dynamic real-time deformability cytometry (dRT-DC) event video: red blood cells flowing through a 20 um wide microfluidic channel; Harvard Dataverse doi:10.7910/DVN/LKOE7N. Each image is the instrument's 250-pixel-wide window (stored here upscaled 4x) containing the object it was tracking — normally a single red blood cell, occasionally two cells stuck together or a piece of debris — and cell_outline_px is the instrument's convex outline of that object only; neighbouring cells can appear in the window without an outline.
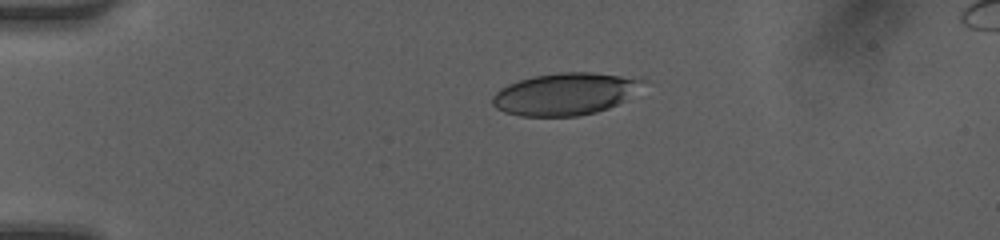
{"species": "human", "species_latin": "Homo sapiens", "temperature_condition": "room temperature", "stored_images_in_passage": 39, "camera_frame_rate_fps": 3000, "um_per_image_px": 0.085, "donor": {"sex": "female"}, "frame": {"image": 1, "passage_image": 1, "time_ms": 0.0, "image_size_px": [1000, 240], "cell_outline_px": [[648, 80], [624, 100], [608, 108], [596, 112], [576, 116], [520, 116], [504, 112], [496, 108], [492, 104], [492, 96], [500, 88], [508, 84], [520, 80], [536, 76], [564, 72], [592, 72], [640, 76]], "centroid_in_image_um": [48.07, 7.97], "position_along_channel_um": 36.9, "area_um2": 37.05}}
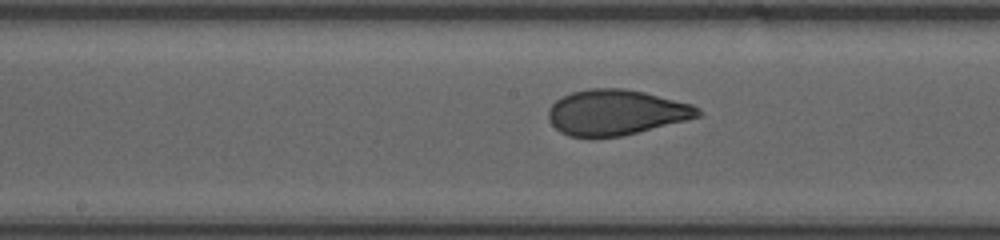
{"frame": {"image": 2, "passage_image": 16, "time_ms": 5.0, "image_size_px": [1000, 240], "cell_outline_px": [[700, 116], [620, 136], [568, 136], [560, 132], [552, 124], [548, 116], [548, 108], [556, 100], [572, 92], [588, 88], [624, 88], [644, 92], [692, 104], [700, 108]], "centroid_in_image_um": [52.33, 9.53], "position_along_channel_um": 195.9, "area_um2": 39.02}}
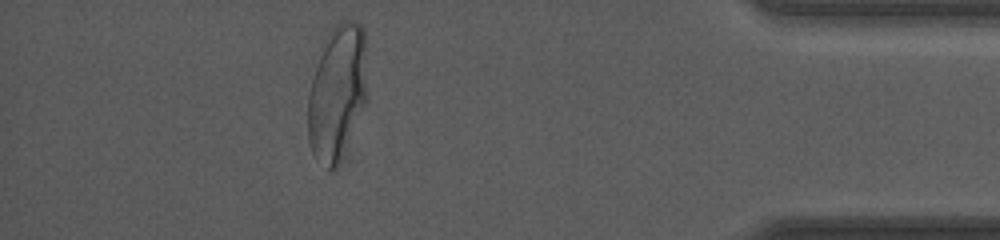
{"frame": {"image": 3, "passage_image": 34, "time_ms": 11.0, "image_size_px": [1000, 240], "cell_outline_px": [[368, 100], [340, 160], [336, 168], [328, 172], [312, 152], [308, 140], [308, 92], [320, 56], [328, 36], [332, 28], [336, 24], [344, 20], [360, 24], [364, 28], [368, 96]], "centroid_in_image_um": [28.69, 7.92], "position_along_channel_um": 406.5, "area_um2": 46.7}, "authors_computed_cell_mechanics": {"area_um2": 39.9976, "velocity_mm_per_s": 4.211, "shape_relaxation_time_tau1_ms": 5.2068, "shape_relaxation_time_tau2_ms": null, "deformation_change_tau1": 0.2014, "deformation_change_tau2": null}}